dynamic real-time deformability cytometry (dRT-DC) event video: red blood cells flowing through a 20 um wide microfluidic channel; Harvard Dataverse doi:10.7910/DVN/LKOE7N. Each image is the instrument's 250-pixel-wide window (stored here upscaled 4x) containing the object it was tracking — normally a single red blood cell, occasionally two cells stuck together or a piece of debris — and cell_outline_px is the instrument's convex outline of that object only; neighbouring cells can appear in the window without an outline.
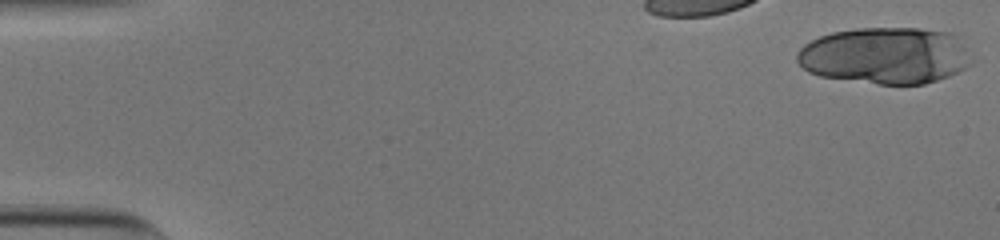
{"species": "human", "species_latin": "Homo sapiens", "temperature_condition": "cold", "stored_images_in_passage": 37, "camera_frame_rate_fps": 3000, "um_per_image_px": 0.085, "donor": {"sex": "male"}, "frame": {"image": 1, "passage_image": 1, "time_ms": 0.0, "image_size_px": [1000, 240], "cell_outline_px": [[976, 60], [972, 64], [948, 76], [924, 84], [880, 84], [820, 76], [808, 72], [796, 60], [796, 52], [804, 44], [820, 36], [832, 32], [856, 28], [920, 28], [952, 32], [960, 36]], "centroid_in_image_um": [75.32, 4.7], "position_along_channel_um": 9.7, "area_um2": 58.38}}
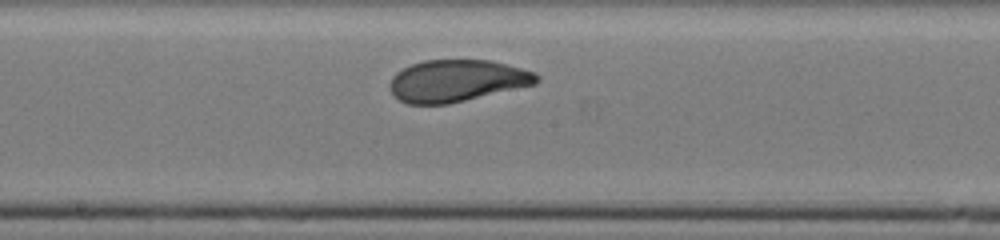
{"frame": {"image": 2, "passage_image": 23, "time_ms": 7.333, "image_size_px": [1000, 240], "cell_outline_px": [[540, 80], [536, 84], [448, 104], [408, 104], [400, 100], [392, 92], [388, 84], [392, 76], [396, 72], [412, 64], [424, 60], [492, 60], [536, 72], [540, 76]], "centroid_in_image_um": [38.85, 6.86], "position_along_channel_um": 209.3, "area_um2": 35.89}}
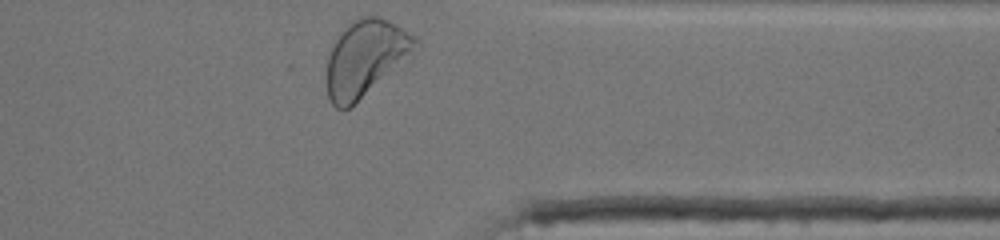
{"frame": {"image": 3, "passage_image": 37, "time_ms": 12.0, "image_size_px": [1000, 240], "cell_outline_px": [[420, 48], [348, 108], [336, 108], [332, 104], [328, 96], [324, 80], [324, 76], [328, 52], [332, 44], [340, 32], [352, 20], [364, 16], [380, 16], [396, 24], [416, 36], [420, 40]], "centroid_in_image_um": [31.04, 4.9], "position_along_channel_um": 380.4, "area_um2": 39.59}, "authors_computed_cell_mechanics": {"area_um2": 37.3388, "velocity_mm_per_s": 3.7758, "shape_relaxation_time_tau1_ms": 2.5117, "shape_relaxation_time_tau2_ms": 0.8876, "deformation_change_tau1": 0.14, "deformation_change_tau2": 0.0658}}